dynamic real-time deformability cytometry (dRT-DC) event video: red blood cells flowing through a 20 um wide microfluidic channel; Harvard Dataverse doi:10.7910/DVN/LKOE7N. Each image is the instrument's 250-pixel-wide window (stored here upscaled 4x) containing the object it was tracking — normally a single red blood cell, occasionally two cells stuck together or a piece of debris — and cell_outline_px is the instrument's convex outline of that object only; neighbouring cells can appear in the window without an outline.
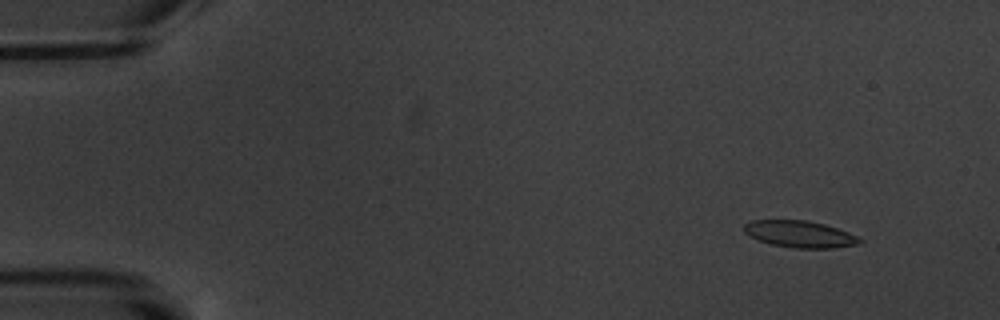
{"species": "common noctule bat (a hibernating species)", "species_latin": "Nyctalus noctula", "temperature_condition": "warm", "stored_images_in_passage": 8, "camera_frame_rate_fps": 3000, "um_per_image_px": 0.085, "animal": {"sex": "male", "body_mass_g": 20.1, "forearm_length_mm": 53.5}, "frame": {"image": 1, "passage_image": 2, "time_ms": 1.333, "image_size_px": [1000, 320], "cell_outline_px": [[864, 240], [860, 244], [832, 248], [796, 248], [772, 244], [760, 240], [744, 232], [744, 224], [752, 220], [808, 220], [824, 224], [848, 232]], "centroid_in_image_um": [68.01, 19.89], "position_along_channel_um": 17.0, "area_um2": 17.86}}